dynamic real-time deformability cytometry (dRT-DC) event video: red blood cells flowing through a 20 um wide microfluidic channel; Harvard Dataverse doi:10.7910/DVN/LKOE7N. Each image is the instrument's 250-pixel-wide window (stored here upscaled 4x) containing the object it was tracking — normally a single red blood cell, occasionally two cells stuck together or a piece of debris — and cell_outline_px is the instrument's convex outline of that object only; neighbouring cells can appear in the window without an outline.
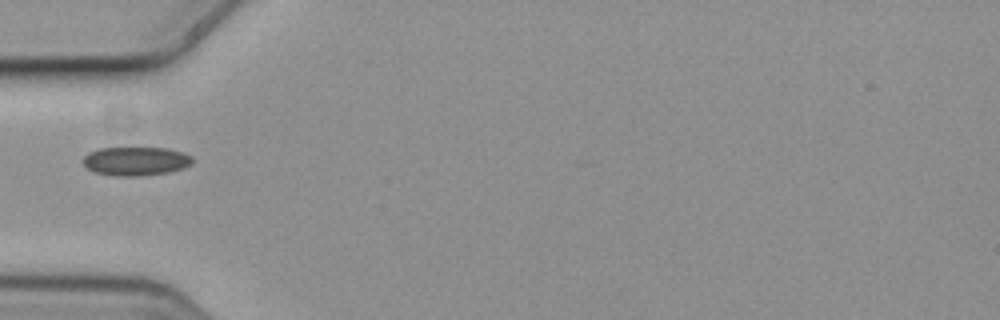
{"species": "common noctule bat (a hibernating species)", "species_latin": "Nyctalus noctula", "temperature_condition": "cold", "stored_images_in_passage": 10, "camera_frame_rate_fps": 3000, "um_per_image_px": 0.085, "animal": {"sex": "female", "body_mass_g": 19.3, "forearm_length_mm": 54.1}, "frame": {"image": 1, "passage_image": 1, "time_ms": 0.0, "image_size_px": [1000, 320], "cell_outline_px": [[192, 164], [184, 168], [168, 172], [140, 176], [112, 176], [92, 172], [80, 160], [88, 152], [100, 148], [168, 148], [184, 152], [192, 156]], "centroid_in_image_um": [11.52, 13.7], "position_along_channel_um": 73.5, "area_um2": 18.61}}
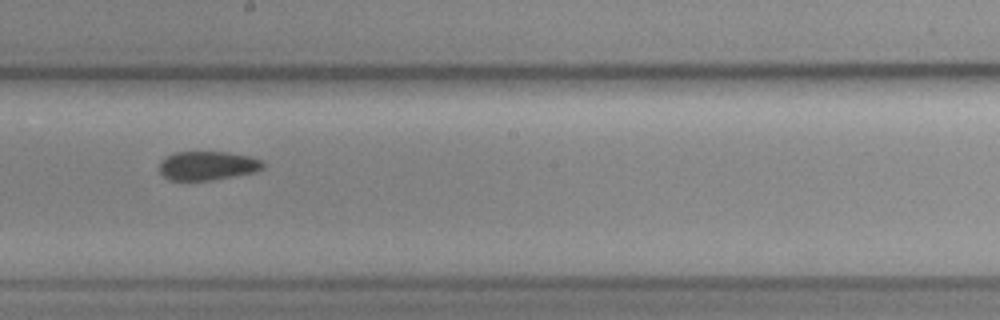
{"frame": {"image": 2, "passage_image": 5, "time_ms": 1.333, "image_size_px": [1000, 320], "cell_outline_px": [[264, 168], [256, 172], [212, 180], [168, 180], [160, 172], [160, 160], [176, 152], [228, 152], [252, 156], [264, 160]], "centroid_in_image_um": [17.69, 14.08], "position_along_channel_um": 230.5, "area_um2": 17.63}}
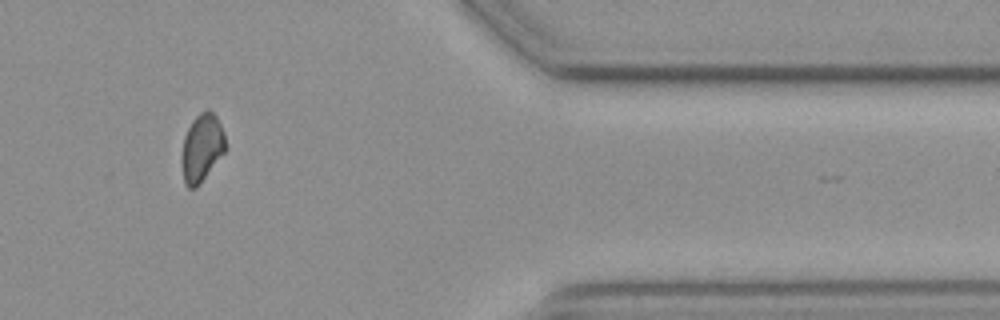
{"frame": {"image": 3, "passage_image": 9, "time_ms": 2.667, "image_size_px": [1000, 320], "cell_outline_px": [[224, 152], [196, 188], [188, 188], [184, 184], [180, 160], [180, 156], [184, 136], [192, 120], [200, 112], [208, 108], [216, 116], [224, 132]], "centroid_in_image_um": [17.1, 12.56], "position_along_channel_um": 394.3, "area_um2": 17.28}}